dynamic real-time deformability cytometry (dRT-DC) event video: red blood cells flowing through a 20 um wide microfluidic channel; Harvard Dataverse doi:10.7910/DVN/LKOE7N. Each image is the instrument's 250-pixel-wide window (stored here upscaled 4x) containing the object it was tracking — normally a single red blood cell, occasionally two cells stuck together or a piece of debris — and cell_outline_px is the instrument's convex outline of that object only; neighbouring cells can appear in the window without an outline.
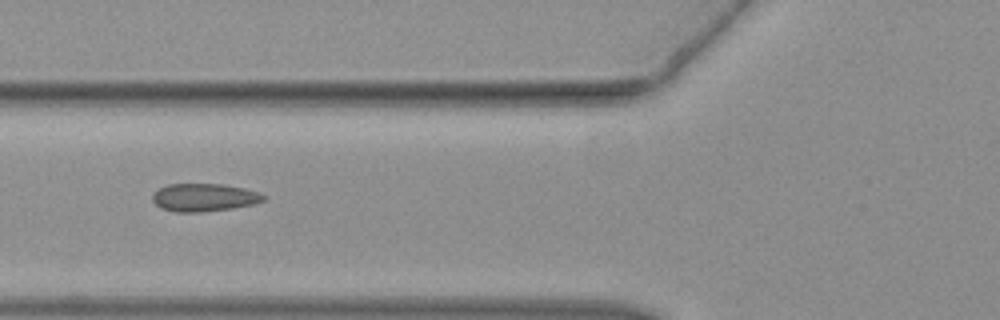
{"species": "common noctule bat (a hibernating species)", "species_latin": "Nyctalus noctula", "temperature_condition": "warm", "stored_images_in_passage": 35, "camera_frame_rate_fps": 3000, "um_per_image_px": 0.085, "animal": {"sex": "female", "body_mass_g": 19.3, "forearm_length_mm": 54.1}, "frame": {"image": 1, "passage_image": 8, "time_ms": 2.333, "image_size_px": [1000, 320], "cell_outline_px": [[268, 196], [264, 200], [252, 204], [232, 208], [200, 212], [172, 212], [160, 208], [152, 200], [152, 192], [168, 184], [220, 184], [244, 188], [260, 192]], "centroid_in_image_um": [17.33, 16.78], "position_along_channel_um": 108.5, "area_um2": 18.15}}
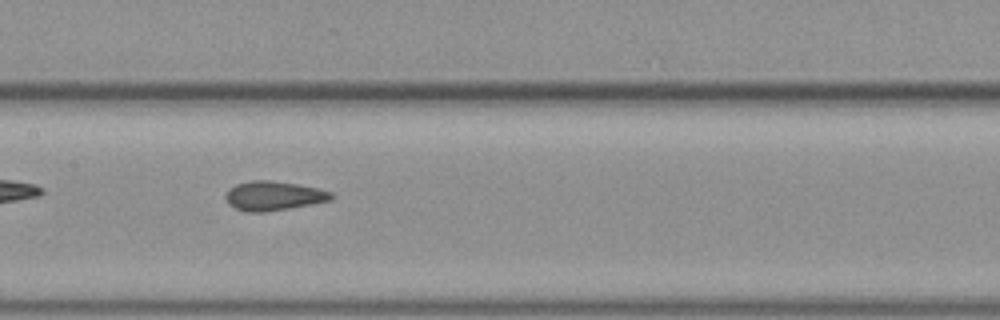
{"frame": {"image": 2, "passage_image": 13, "time_ms": 4.0, "image_size_px": [1000, 320], "cell_outline_px": [[336, 196], [332, 200], [288, 208], [264, 212], [244, 212], [228, 204], [224, 196], [228, 188], [236, 184], [248, 180], [272, 180], [296, 184], [316, 188], [332, 192]], "centroid_in_image_um": [23.22, 16.64], "position_along_channel_um": 184.2, "area_um2": 18.15}}
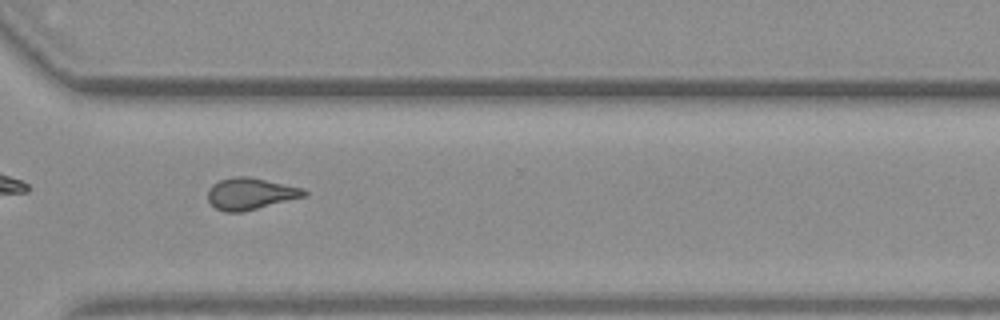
{"frame": {"image": 3, "passage_image": 24, "time_ms": 7.667, "image_size_px": [1000, 320], "cell_outline_px": [[308, 192], [304, 196], [240, 212], [224, 212], [216, 208], [208, 200], [208, 188], [212, 184], [220, 180], [232, 176], [248, 176], [304, 188]], "centroid_in_image_um": [21.25, 16.44], "position_along_channel_um": 349.4, "area_um2": 17.57}}